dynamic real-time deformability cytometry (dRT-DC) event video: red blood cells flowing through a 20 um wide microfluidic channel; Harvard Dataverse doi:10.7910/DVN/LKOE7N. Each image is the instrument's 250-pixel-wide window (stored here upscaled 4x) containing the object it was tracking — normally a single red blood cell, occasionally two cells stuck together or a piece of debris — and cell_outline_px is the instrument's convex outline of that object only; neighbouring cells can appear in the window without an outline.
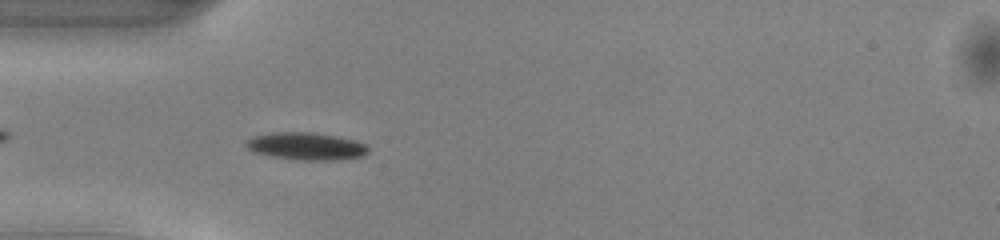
{"species": "common noctule bat (a hibernating species)", "species_latin": "Nyctalus noctula", "temperature_condition": "warm", "stored_images_in_passage": 37, "camera_frame_rate_fps": 3000, "um_per_image_px": 0.085, "animal": {"sex": "male", "body_mass_g": 13.0, "forearm_length_mm": 53.1}, "frame": {"image": 1, "passage_image": 4, "time_ms": 1.0, "image_size_px": [1000, 240], "cell_outline_px": [[368, 152], [360, 156], [340, 160], [296, 160], [272, 156], [256, 152], [248, 148], [244, 144], [252, 136], [272, 132], [312, 132], [336, 136], [352, 140], [364, 144], [368, 148]], "centroid_in_image_um": [26.0, 12.42], "position_along_channel_um": 59.0, "area_um2": 19.36}}
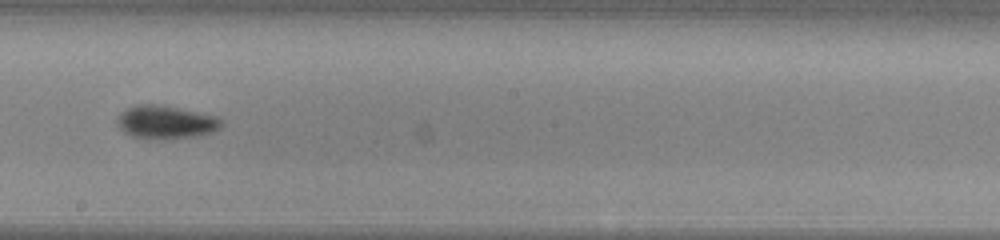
{"frame": {"image": 2, "passage_image": 17, "time_ms": 5.333, "image_size_px": [1000, 240], "cell_outline_px": [[224, 124], [220, 128], [212, 132], [196, 136], [164, 140], [132, 136], [124, 132], [116, 124], [116, 120], [120, 112], [136, 104], [160, 104], [216, 116], [224, 120]], "centroid_in_image_um": [14.1, 10.38], "position_along_channel_um": 234.1, "area_um2": 20.4}}
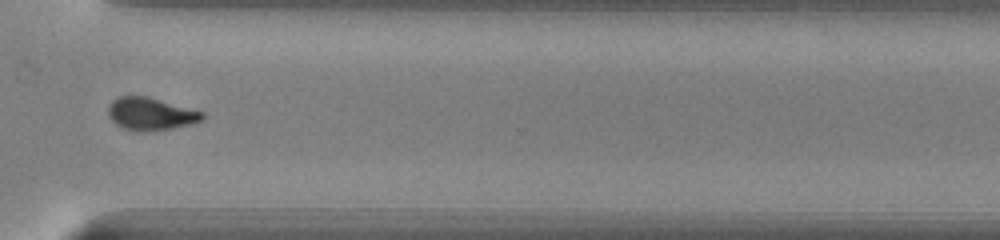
{"frame": {"image": 3, "passage_image": 26, "time_ms": 8.333, "image_size_px": [1000, 240], "cell_outline_px": [[204, 116], [200, 120], [192, 124], [172, 128], [140, 132], [136, 132], [120, 128], [108, 116], [108, 104], [116, 96], [148, 96], [204, 112]], "centroid_in_image_um": [12.75, 9.68], "position_along_channel_um": 357.8, "area_um2": 18.09}, "authors_computed_cell_mechanics": {"area_um2": 18.5538, "velocity_mm_per_s": 4.1166, "shape_relaxation_time_tau1_ms": 2.5258, "shape_relaxation_time_tau2_ms": 6.7274, "deformation_change_tau1": 0.139, "deformation_change_tau2": 0.1257}}